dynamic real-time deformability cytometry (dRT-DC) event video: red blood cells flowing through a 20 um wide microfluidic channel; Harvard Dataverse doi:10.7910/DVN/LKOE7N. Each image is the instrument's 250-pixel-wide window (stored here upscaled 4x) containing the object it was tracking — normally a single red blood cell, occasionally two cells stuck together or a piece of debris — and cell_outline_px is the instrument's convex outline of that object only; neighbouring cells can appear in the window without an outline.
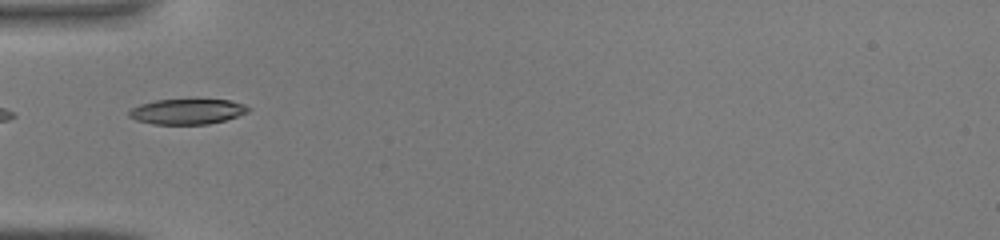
{"species": "common noctule bat (a hibernating species)", "species_latin": "Nyctalus noctula", "temperature_condition": "warm", "stored_images_in_passage": 3, "camera_frame_rate_fps": 3000, "um_per_image_px": 0.085, "animal": {"sex": "male", "body_mass_g": 19.0, "forearm_length_mm": 50.8}, "frame": {"image": 1, "passage_image": 1, "time_ms": 0.0, "image_size_px": [1000, 240], "cell_outline_px": [[252, 108], [248, 112], [224, 120], [208, 124], [152, 124], [136, 120], [128, 116], [128, 112], [132, 108], [140, 104], [156, 100], [232, 100], [244, 104]], "centroid_in_image_um": [15.92, 9.48], "position_along_channel_um": 69.1, "area_um2": 17.51}}